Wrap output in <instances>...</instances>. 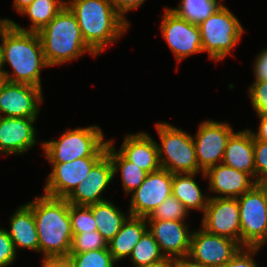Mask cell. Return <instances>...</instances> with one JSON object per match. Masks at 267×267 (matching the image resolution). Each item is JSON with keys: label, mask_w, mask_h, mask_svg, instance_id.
<instances>
[{"label": "cell", "mask_w": 267, "mask_h": 267, "mask_svg": "<svg viewBox=\"0 0 267 267\" xmlns=\"http://www.w3.org/2000/svg\"><path fill=\"white\" fill-rule=\"evenodd\" d=\"M0 38L3 66L7 62L13 68L12 75L4 71V80L42 88L40 69L49 65L38 33L17 30L10 24Z\"/></svg>", "instance_id": "obj_1"}, {"label": "cell", "mask_w": 267, "mask_h": 267, "mask_svg": "<svg viewBox=\"0 0 267 267\" xmlns=\"http://www.w3.org/2000/svg\"><path fill=\"white\" fill-rule=\"evenodd\" d=\"M27 205L33 210L39 252H42L44 257L68 256L73 231L69 215L70 204L66 199L44 194Z\"/></svg>", "instance_id": "obj_2"}, {"label": "cell", "mask_w": 267, "mask_h": 267, "mask_svg": "<svg viewBox=\"0 0 267 267\" xmlns=\"http://www.w3.org/2000/svg\"><path fill=\"white\" fill-rule=\"evenodd\" d=\"M66 6L76 17L83 40L97 56L128 30L129 24L109 0H70Z\"/></svg>", "instance_id": "obj_3"}, {"label": "cell", "mask_w": 267, "mask_h": 267, "mask_svg": "<svg viewBox=\"0 0 267 267\" xmlns=\"http://www.w3.org/2000/svg\"><path fill=\"white\" fill-rule=\"evenodd\" d=\"M38 35L49 67L75 60L85 52L97 56L83 40L77 19L67 6Z\"/></svg>", "instance_id": "obj_4"}, {"label": "cell", "mask_w": 267, "mask_h": 267, "mask_svg": "<svg viewBox=\"0 0 267 267\" xmlns=\"http://www.w3.org/2000/svg\"><path fill=\"white\" fill-rule=\"evenodd\" d=\"M108 140L98 126L66 130L59 140L42 143L50 163H67L83 157H103Z\"/></svg>", "instance_id": "obj_5"}, {"label": "cell", "mask_w": 267, "mask_h": 267, "mask_svg": "<svg viewBox=\"0 0 267 267\" xmlns=\"http://www.w3.org/2000/svg\"><path fill=\"white\" fill-rule=\"evenodd\" d=\"M156 129L161 140V146L157 147L162 169L172 174L202 171L198 166L194 141L190 134L164 122L156 123Z\"/></svg>", "instance_id": "obj_6"}, {"label": "cell", "mask_w": 267, "mask_h": 267, "mask_svg": "<svg viewBox=\"0 0 267 267\" xmlns=\"http://www.w3.org/2000/svg\"><path fill=\"white\" fill-rule=\"evenodd\" d=\"M203 52L219 61L224 59L240 41L243 27L235 15L224 5L199 24Z\"/></svg>", "instance_id": "obj_7"}, {"label": "cell", "mask_w": 267, "mask_h": 267, "mask_svg": "<svg viewBox=\"0 0 267 267\" xmlns=\"http://www.w3.org/2000/svg\"><path fill=\"white\" fill-rule=\"evenodd\" d=\"M241 223V247L261 248L267 242V211L263 190L255 184L237 198Z\"/></svg>", "instance_id": "obj_8"}, {"label": "cell", "mask_w": 267, "mask_h": 267, "mask_svg": "<svg viewBox=\"0 0 267 267\" xmlns=\"http://www.w3.org/2000/svg\"><path fill=\"white\" fill-rule=\"evenodd\" d=\"M164 12L160 28L178 62L194 53L203 52L198 24L182 19L169 8Z\"/></svg>", "instance_id": "obj_9"}, {"label": "cell", "mask_w": 267, "mask_h": 267, "mask_svg": "<svg viewBox=\"0 0 267 267\" xmlns=\"http://www.w3.org/2000/svg\"><path fill=\"white\" fill-rule=\"evenodd\" d=\"M228 123L204 121L200 124L196 138L193 137L198 166L205 172L215 163L222 162L227 142L233 134Z\"/></svg>", "instance_id": "obj_10"}, {"label": "cell", "mask_w": 267, "mask_h": 267, "mask_svg": "<svg viewBox=\"0 0 267 267\" xmlns=\"http://www.w3.org/2000/svg\"><path fill=\"white\" fill-rule=\"evenodd\" d=\"M202 227L211 234L236 241L241 246V223L237 198H209Z\"/></svg>", "instance_id": "obj_11"}, {"label": "cell", "mask_w": 267, "mask_h": 267, "mask_svg": "<svg viewBox=\"0 0 267 267\" xmlns=\"http://www.w3.org/2000/svg\"><path fill=\"white\" fill-rule=\"evenodd\" d=\"M172 180L173 174L162 168L148 173L144 182L132 193L129 215L148 217L172 195Z\"/></svg>", "instance_id": "obj_12"}, {"label": "cell", "mask_w": 267, "mask_h": 267, "mask_svg": "<svg viewBox=\"0 0 267 267\" xmlns=\"http://www.w3.org/2000/svg\"><path fill=\"white\" fill-rule=\"evenodd\" d=\"M42 99V88L4 80L0 85V116L36 118Z\"/></svg>", "instance_id": "obj_13"}, {"label": "cell", "mask_w": 267, "mask_h": 267, "mask_svg": "<svg viewBox=\"0 0 267 267\" xmlns=\"http://www.w3.org/2000/svg\"><path fill=\"white\" fill-rule=\"evenodd\" d=\"M241 248L236 241L208 233L202 228L192 232L188 256L208 267H222Z\"/></svg>", "instance_id": "obj_14"}, {"label": "cell", "mask_w": 267, "mask_h": 267, "mask_svg": "<svg viewBox=\"0 0 267 267\" xmlns=\"http://www.w3.org/2000/svg\"><path fill=\"white\" fill-rule=\"evenodd\" d=\"M102 157H83L67 163H51L52 171L44 187L45 195L66 198L86 178Z\"/></svg>", "instance_id": "obj_15"}, {"label": "cell", "mask_w": 267, "mask_h": 267, "mask_svg": "<svg viewBox=\"0 0 267 267\" xmlns=\"http://www.w3.org/2000/svg\"><path fill=\"white\" fill-rule=\"evenodd\" d=\"M114 177L110 158L105 154L90 170L86 178L65 198L69 204L89 206L106 201L101 193Z\"/></svg>", "instance_id": "obj_16"}, {"label": "cell", "mask_w": 267, "mask_h": 267, "mask_svg": "<svg viewBox=\"0 0 267 267\" xmlns=\"http://www.w3.org/2000/svg\"><path fill=\"white\" fill-rule=\"evenodd\" d=\"M148 231L153 235L165 257L180 258L189 255L192 232L183 221H147Z\"/></svg>", "instance_id": "obj_17"}, {"label": "cell", "mask_w": 267, "mask_h": 267, "mask_svg": "<svg viewBox=\"0 0 267 267\" xmlns=\"http://www.w3.org/2000/svg\"><path fill=\"white\" fill-rule=\"evenodd\" d=\"M36 119L0 116V152L21 154L31 149L36 144Z\"/></svg>", "instance_id": "obj_18"}, {"label": "cell", "mask_w": 267, "mask_h": 267, "mask_svg": "<svg viewBox=\"0 0 267 267\" xmlns=\"http://www.w3.org/2000/svg\"><path fill=\"white\" fill-rule=\"evenodd\" d=\"M209 179V189L220 196L212 198H238L250 190L257 182L248 173L228 167L223 163L212 166L203 172Z\"/></svg>", "instance_id": "obj_19"}, {"label": "cell", "mask_w": 267, "mask_h": 267, "mask_svg": "<svg viewBox=\"0 0 267 267\" xmlns=\"http://www.w3.org/2000/svg\"><path fill=\"white\" fill-rule=\"evenodd\" d=\"M157 145L148 133L128 134L119 152L142 170L152 173L161 169Z\"/></svg>", "instance_id": "obj_20"}, {"label": "cell", "mask_w": 267, "mask_h": 267, "mask_svg": "<svg viewBox=\"0 0 267 267\" xmlns=\"http://www.w3.org/2000/svg\"><path fill=\"white\" fill-rule=\"evenodd\" d=\"M222 163L228 167L248 173L255 177L254 137L252 131L246 129L234 132L227 142Z\"/></svg>", "instance_id": "obj_21"}, {"label": "cell", "mask_w": 267, "mask_h": 267, "mask_svg": "<svg viewBox=\"0 0 267 267\" xmlns=\"http://www.w3.org/2000/svg\"><path fill=\"white\" fill-rule=\"evenodd\" d=\"M10 221V231L7 233L13 241L16 251L21 248L39 251V239L33 210L24 204L15 211Z\"/></svg>", "instance_id": "obj_22"}, {"label": "cell", "mask_w": 267, "mask_h": 267, "mask_svg": "<svg viewBox=\"0 0 267 267\" xmlns=\"http://www.w3.org/2000/svg\"><path fill=\"white\" fill-rule=\"evenodd\" d=\"M146 217L128 216L119 232L108 243L109 252L117 262L130 256L140 238L148 230Z\"/></svg>", "instance_id": "obj_23"}, {"label": "cell", "mask_w": 267, "mask_h": 267, "mask_svg": "<svg viewBox=\"0 0 267 267\" xmlns=\"http://www.w3.org/2000/svg\"><path fill=\"white\" fill-rule=\"evenodd\" d=\"M198 173L173 174L172 195L177 198L188 210L198 209L204 212L209 196H204L195 182L194 176Z\"/></svg>", "instance_id": "obj_24"}, {"label": "cell", "mask_w": 267, "mask_h": 267, "mask_svg": "<svg viewBox=\"0 0 267 267\" xmlns=\"http://www.w3.org/2000/svg\"><path fill=\"white\" fill-rule=\"evenodd\" d=\"M66 7V1L61 0H34L20 13L27 15L32 21V26L25 29L11 20L10 24L17 30L25 32H39L44 28L53 18Z\"/></svg>", "instance_id": "obj_25"}, {"label": "cell", "mask_w": 267, "mask_h": 267, "mask_svg": "<svg viewBox=\"0 0 267 267\" xmlns=\"http://www.w3.org/2000/svg\"><path fill=\"white\" fill-rule=\"evenodd\" d=\"M89 207L98 227L97 231L109 243L127 220L126 215L107 200L89 205Z\"/></svg>", "instance_id": "obj_26"}, {"label": "cell", "mask_w": 267, "mask_h": 267, "mask_svg": "<svg viewBox=\"0 0 267 267\" xmlns=\"http://www.w3.org/2000/svg\"><path fill=\"white\" fill-rule=\"evenodd\" d=\"M106 155L110 158L114 175L118 169H121V177L123 188L127 194L133 193L145 180L147 172L142 170L136 164L128 161L119 151H116L113 146V141L107 143Z\"/></svg>", "instance_id": "obj_27"}, {"label": "cell", "mask_w": 267, "mask_h": 267, "mask_svg": "<svg viewBox=\"0 0 267 267\" xmlns=\"http://www.w3.org/2000/svg\"><path fill=\"white\" fill-rule=\"evenodd\" d=\"M221 5L220 0H181L178 7L170 10L190 23L199 24L217 11Z\"/></svg>", "instance_id": "obj_28"}, {"label": "cell", "mask_w": 267, "mask_h": 267, "mask_svg": "<svg viewBox=\"0 0 267 267\" xmlns=\"http://www.w3.org/2000/svg\"><path fill=\"white\" fill-rule=\"evenodd\" d=\"M165 258L153 235L147 230L134 247L130 259L135 266L149 267Z\"/></svg>", "instance_id": "obj_29"}, {"label": "cell", "mask_w": 267, "mask_h": 267, "mask_svg": "<svg viewBox=\"0 0 267 267\" xmlns=\"http://www.w3.org/2000/svg\"><path fill=\"white\" fill-rule=\"evenodd\" d=\"M185 206L173 195L164 200L148 217L147 221L174 220L184 221L188 215Z\"/></svg>", "instance_id": "obj_30"}, {"label": "cell", "mask_w": 267, "mask_h": 267, "mask_svg": "<svg viewBox=\"0 0 267 267\" xmlns=\"http://www.w3.org/2000/svg\"><path fill=\"white\" fill-rule=\"evenodd\" d=\"M68 256L72 259L75 267H114L116 262L108 247Z\"/></svg>", "instance_id": "obj_31"}, {"label": "cell", "mask_w": 267, "mask_h": 267, "mask_svg": "<svg viewBox=\"0 0 267 267\" xmlns=\"http://www.w3.org/2000/svg\"><path fill=\"white\" fill-rule=\"evenodd\" d=\"M69 215L73 234L94 232L98 228L89 206L70 204Z\"/></svg>", "instance_id": "obj_32"}, {"label": "cell", "mask_w": 267, "mask_h": 267, "mask_svg": "<svg viewBox=\"0 0 267 267\" xmlns=\"http://www.w3.org/2000/svg\"><path fill=\"white\" fill-rule=\"evenodd\" d=\"M108 243L96 230L81 234H73L71 250L69 254H81L88 251L105 249Z\"/></svg>", "instance_id": "obj_33"}, {"label": "cell", "mask_w": 267, "mask_h": 267, "mask_svg": "<svg viewBox=\"0 0 267 267\" xmlns=\"http://www.w3.org/2000/svg\"><path fill=\"white\" fill-rule=\"evenodd\" d=\"M250 99L258 115H267V80L255 81L249 88Z\"/></svg>", "instance_id": "obj_34"}, {"label": "cell", "mask_w": 267, "mask_h": 267, "mask_svg": "<svg viewBox=\"0 0 267 267\" xmlns=\"http://www.w3.org/2000/svg\"><path fill=\"white\" fill-rule=\"evenodd\" d=\"M254 165L255 181L267 180V142L254 140Z\"/></svg>", "instance_id": "obj_35"}, {"label": "cell", "mask_w": 267, "mask_h": 267, "mask_svg": "<svg viewBox=\"0 0 267 267\" xmlns=\"http://www.w3.org/2000/svg\"><path fill=\"white\" fill-rule=\"evenodd\" d=\"M16 249L6 229L0 228V267H7L16 258Z\"/></svg>", "instance_id": "obj_36"}, {"label": "cell", "mask_w": 267, "mask_h": 267, "mask_svg": "<svg viewBox=\"0 0 267 267\" xmlns=\"http://www.w3.org/2000/svg\"><path fill=\"white\" fill-rule=\"evenodd\" d=\"M241 248L240 251L235 254L224 266L222 267H258L252 256L260 248ZM245 251V252H244Z\"/></svg>", "instance_id": "obj_37"}, {"label": "cell", "mask_w": 267, "mask_h": 267, "mask_svg": "<svg viewBox=\"0 0 267 267\" xmlns=\"http://www.w3.org/2000/svg\"><path fill=\"white\" fill-rule=\"evenodd\" d=\"M116 12L129 24L125 19V13L132 9L138 8L145 0H109Z\"/></svg>", "instance_id": "obj_38"}, {"label": "cell", "mask_w": 267, "mask_h": 267, "mask_svg": "<svg viewBox=\"0 0 267 267\" xmlns=\"http://www.w3.org/2000/svg\"><path fill=\"white\" fill-rule=\"evenodd\" d=\"M253 71L255 81L267 80V48L257 56Z\"/></svg>", "instance_id": "obj_39"}, {"label": "cell", "mask_w": 267, "mask_h": 267, "mask_svg": "<svg viewBox=\"0 0 267 267\" xmlns=\"http://www.w3.org/2000/svg\"><path fill=\"white\" fill-rule=\"evenodd\" d=\"M42 267H75L69 256L44 257Z\"/></svg>", "instance_id": "obj_40"}, {"label": "cell", "mask_w": 267, "mask_h": 267, "mask_svg": "<svg viewBox=\"0 0 267 267\" xmlns=\"http://www.w3.org/2000/svg\"><path fill=\"white\" fill-rule=\"evenodd\" d=\"M260 118V125L257 133H253L254 140H261L267 142V115H258Z\"/></svg>", "instance_id": "obj_41"}, {"label": "cell", "mask_w": 267, "mask_h": 267, "mask_svg": "<svg viewBox=\"0 0 267 267\" xmlns=\"http://www.w3.org/2000/svg\"><path fill=\"white\" fill-rule=\"evenodd\" d=\"M176 267H208L200 262L193 260L191 257L184 256L176 258Z\"/></svg>", "instance_id": "obj_42"}, {"label": "cell", "mask_w": 267, "mask_h": 267, "mask_svg": "<svg viewBox=\"0 0 267 267\" xmlns=\"http://www.w3.org/2000/svg\"><path fill=\"white\" fill-rule=\"evenodd\" d=\"M149 267H176V258L165 257L163 260L153 263Z\"/></svg>", "instance_id": "obj_43"}, {"label": "cell", "mask_w": 267, "mask_h": 267, "mask_svg": "<svg viewBox=\"0 0 267 267\" xmlns=\"http://www.w3.org/2000/svg\"><path fill=\"white\" fill-rule=\"evenodd\" d=\"M34 0H14V7L17 12L24 10L27 6H29Z\"/></svg>", "instance_id": "obj_44"}, {"label": "cell", "mask_w": 267, "mask_h": 267, "mask_svg": "<svg viewBox=\"0 0 267 267\" xmlns=\"http://www.w3.org/2000/svg\"><path fill=\"white\" fill-rule=\"evenodd\" d=\"M264 193V198H265V205H266V211H267V180H262L256 183Z\"/></svg>", "instance_id": "obj_45"}, {"label": "cell", "mask_w": 267, "mask_h": 267, "mask_svg": "<svg viewBox=\"0 0 267 267\" xmlns=\"http://www.w3.org/2000/svg\"><path fill=\"white\" fill-rule=\"evenodd\" d=\"M10 19H1L0 20V36L2 32L10 25Z\"/></svg>", "instance_id": "obj_46"}, {"label": "cell", "mask_w": 267, "mask_h": 267, "mask_svg": "<svg viewBox=\"0 0 267 267\" xmlns=\"http://www.w3.org/2000/svg\"><path fill=\"white\" fill-rule=\"evenodd\" d=\"M0 77H4V69H3L1 50H0Z\"/></svg>", "instance_id": "obj_47"}, {"label": "cell", "mask_w": 267, "mask_h": 267, "mask_svg": "<svg viewBox=\"0 0 267 267\" xmlns=\"http://www.w3.org/2000/svg\"><path fill=\"white\" fill-rule=\"evenodd\" d=\"M4 81V77H0V85Z\"/></svg>", "instance_id": "obj_48"}]
</instances>
